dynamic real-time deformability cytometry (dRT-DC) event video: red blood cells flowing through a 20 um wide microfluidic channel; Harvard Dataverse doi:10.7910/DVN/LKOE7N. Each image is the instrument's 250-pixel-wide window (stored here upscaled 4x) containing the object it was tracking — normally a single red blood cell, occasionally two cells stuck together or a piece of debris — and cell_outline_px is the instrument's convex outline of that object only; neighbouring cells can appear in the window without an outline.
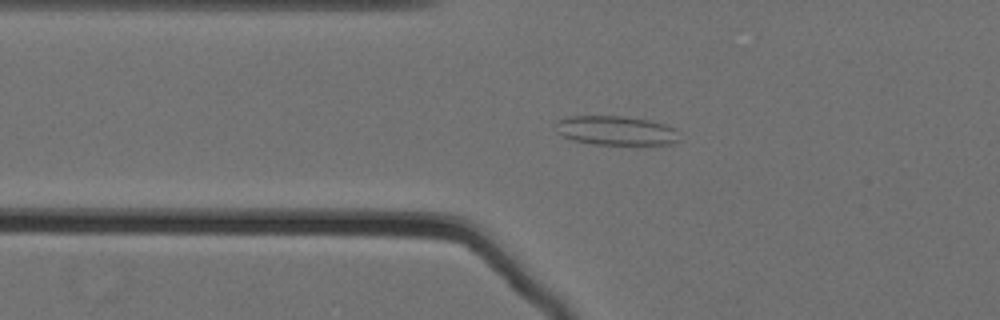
{"species": "Egyptian fruit bat (a non-hibernating species)", "species_latin": "Rousettus aegyptiacus", "temperature_condition": "cold", "stored_images_in_passage": 62, "camera_frame_rate_fps": 3000, "um_per_image_px": 0.085, "animal": {"sex": "female"}, "frame": {"image": 1, "passage_image": 26, "time_ms": 8.333, "image_size_px": [1000, 320], "cell_outline_px": [[680, 140], [672, 144], [592, 144], [572, 140], [556, 132], [556, 120], [568, 116], [624, 116], [648, 120], [664, 124], [676, 128]], "centroid_in_image_um": [52.35, 11.09], "position_along_channel_um": 73.5, "area_um2": 21.15}}
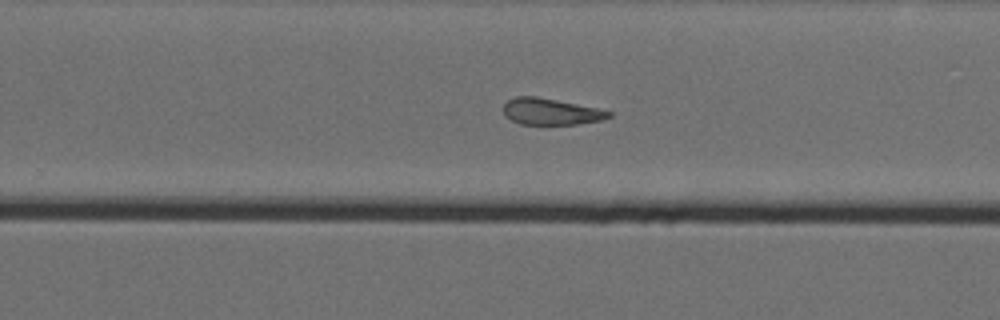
{"frame": {"image": 2, "passage_image": 44, "time_ms": 14.333, "image_size_px": [1000, 320], "cell_outline_px": [[612, 116], [604, 120], [576, 124], [520, 124], [504, 116], [504, 104], [508, 100], [516, 96], [536, 96], [600, 108], [612, 112]], "centroid_in_image_um": [46.85, 9.48], "position_along_channel_um": 282.9, "area_um2": 16.36}}
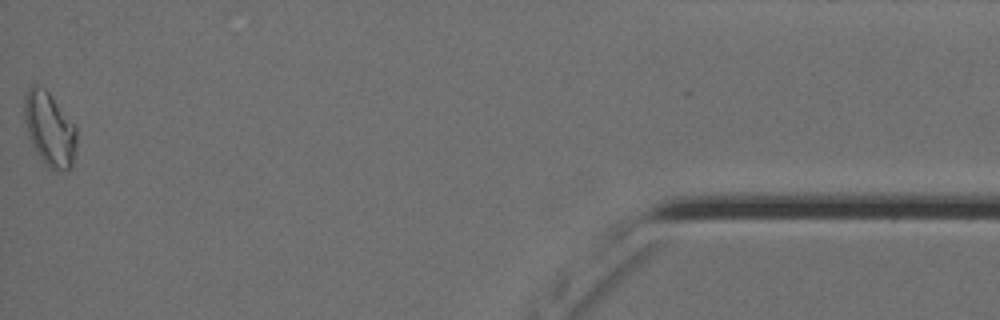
{"frame": {"image": 3, "passage_image": 62, "time_ms": 20.333, "image_size_px": [1000, 320], "cell_outline_px": [[76, 144], [72, 164], [68, 172], [56, 172], [48, 168], [44, 164], [32, 144], [24, 120], [24, 96], [28, 88], [32, 84], [36, 84], [44, 88], [48, 92], [76, 128]], "centroid_in_image_um": [4.2, 11.01], "position_along_channel_um": 431.0, "area_um2": 22.43}, "authors_computed_cell_mechanics": {"area_um2": 20.7791, "velocity_mm_per_s": 3.5617, "shape_relaxation_time_tau1_ms": null, "shape_relaxation_time_tau2_ms": 2.9165, "deformation_change_tau1": null, "deformation_change_tau2": 0.1186}}